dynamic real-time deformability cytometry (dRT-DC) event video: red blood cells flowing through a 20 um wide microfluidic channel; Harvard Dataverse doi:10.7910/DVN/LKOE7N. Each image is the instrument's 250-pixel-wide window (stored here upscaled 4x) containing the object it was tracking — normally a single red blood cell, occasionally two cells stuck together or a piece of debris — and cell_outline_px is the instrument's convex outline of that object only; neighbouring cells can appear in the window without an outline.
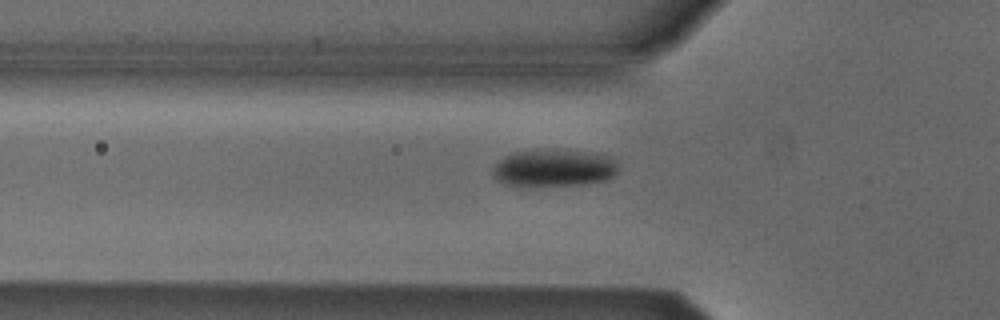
{"species": "Egyptian fruit bat (a non-hibernating species)", "species_latin": "Rousettus aegyptiacus", "temperature_condition": "cold", "stored_images_in_passage": 30, "camera_frame_rate_fps": 3000, "um_per_image_px": 0.085, "animal": {"sex": "male"}, "frame": {"image": 1, "passage_image": 2, "time_ms": 0.333, "image_size_px": [1000, 320], "cell_outline_px": [[616, 172], [612, 176], [604, 180], [580, 184], [504, 184], [496, 180], [492, 176], [492, 168], [504, 156], [516, 152], [544, 148], [548, 148], [596, 152], [612, 160], [616, 164]], "centroid_in_image_um": [47.03, 14.23], "position_along_channel_um": 78.8, "area_um2": 26.82}}
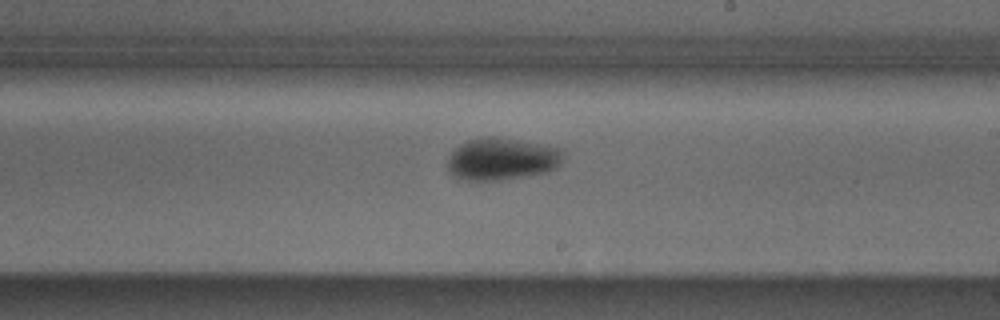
{"frame": {"image": 2, "passage_image": 15, "time_ms": 4.667, "image_size_px": [1000, 320], "cell_outline_px": [[560, 160], [552, 168], [544, 172], [524, 176], [496, 180], [464, 180], [452, 176], [448, 172], [448, 156], [460, 144], [468, 140], [492, 136], [560, 148]], "centroid_in_image_um": [42.53, 13.52], "position_along_channel_um": 246.5, "area_um2": 27.63}}
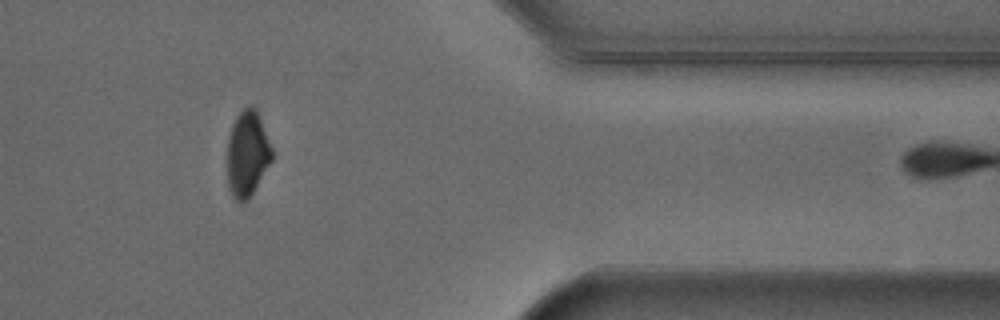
{"frame": {"image": 3, "passage_image": 28, "time_ms": 9.0, "image_size_px": [1000, 320], "cell_outline_px": [[272, 160], [248, 200], [244, 204], [240, 204], [232, 196], [228, 188], [228, 136], [232, 124], [236, 116], [248, 104], [252, 104], [256, 108], [272, 148]], "centroid_in_image_um": [21.01, 13.07], "position_along_channel_um": 390.4, "area_um2": 22.43}}